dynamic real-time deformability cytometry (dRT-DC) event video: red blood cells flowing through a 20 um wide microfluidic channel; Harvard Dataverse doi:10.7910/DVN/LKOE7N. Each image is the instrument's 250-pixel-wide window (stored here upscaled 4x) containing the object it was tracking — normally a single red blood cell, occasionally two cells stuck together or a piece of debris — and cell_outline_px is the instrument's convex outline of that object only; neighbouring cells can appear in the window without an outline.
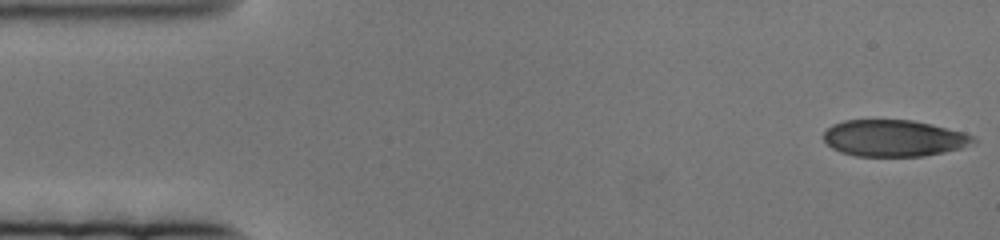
{"species": "human", "species_latin": "Homo sapiens", "temperature_condition": "cold", "stored_images_in_passage": 75, "camera_frame_rate_fps": 3000, "um_per_image_px": 0.085, "donor": {"sex": "female"}, "frame": {"image": 1, "passage_image": 1, "time_ms": 0.0, "image_size_px": [1000, 240], "cell_outline_px": [[976, 144], [944, 152], [924, 156], [856, 156], [840, 152], [832, 148], [824, 140], [824, 132], [832, 124], [844, 120], [912, 120], [964, 132], [976, 136]], "centroid_in_image_um": [76.0, 11.75], "position_along_channel_um": 9.0, "area_um2": 32.02}}
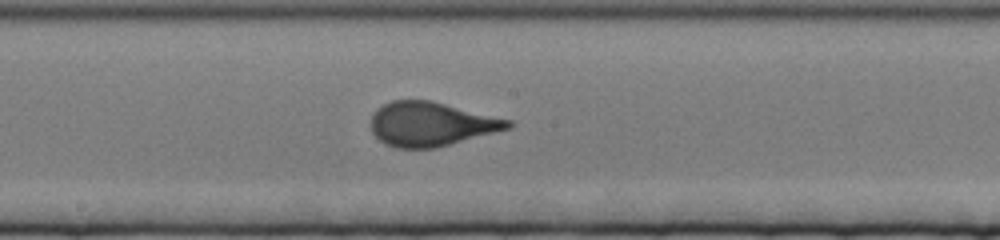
{"frame": {"image": 2, "passage_image": 40, "time_ms": 13.0, "image_size_px": [1000, 240], "cell_outline_px": [[512, 128], [436, 148], [396, 148], [384, 144], [372, 132], [372, 116], [376, 108], [392, 100], [432, 100], [512, 120]], "centroid_in_image_um": [36.66, 10.54], "position_along_channel_um": 211.5, "area_um2": 35.43}}
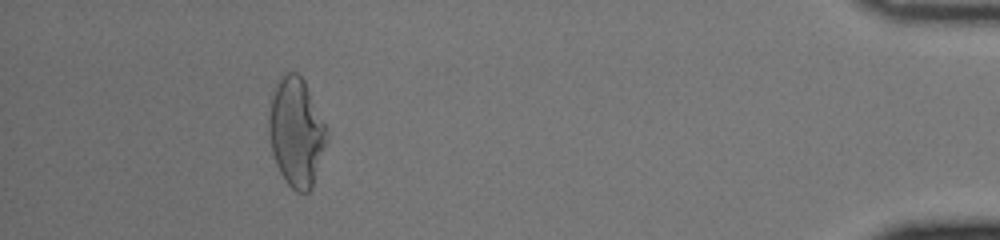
{"frame": {"image": 3, "passage_image": 72, "time_ms": 23.667, "image_size_px": [1000, 240], "cell_outline_px": [[328, 140], [312, 188], [308, 192], [296, 192], [284, 180], [276, 164], [272, 152], [268, 132], [268, 116], [272, 96], [276, 84], [288, 72], [296, 72], [304, 80], [328, 128]], "centroid_in_image_um": [25.2, 11.26], "position_along_channel_um": 410.0, "area_um2": 36.82}}